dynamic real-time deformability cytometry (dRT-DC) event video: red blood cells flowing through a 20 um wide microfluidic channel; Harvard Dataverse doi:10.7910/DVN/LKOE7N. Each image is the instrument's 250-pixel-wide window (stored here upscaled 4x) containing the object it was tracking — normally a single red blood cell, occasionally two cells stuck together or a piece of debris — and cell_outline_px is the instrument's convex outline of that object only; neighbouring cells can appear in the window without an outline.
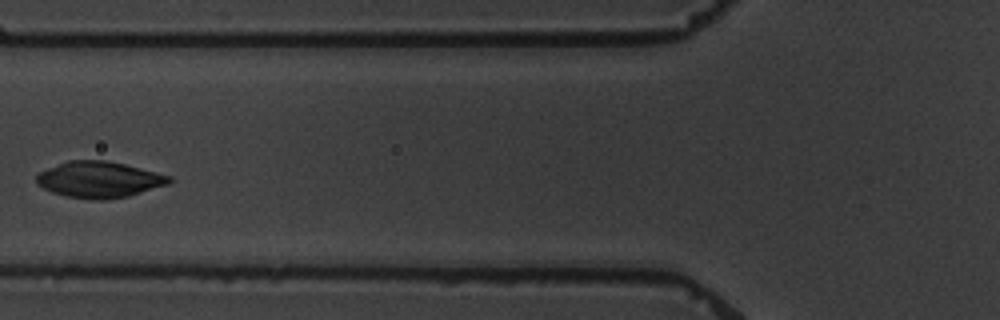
{"species": "common noctule bat (a hibernating species)", "species_latin": "Nyctalus noctula", "temperature_condition": "warm", "stored_images_in_passage": 5, "camera_frame_rate_fps": 3000, "um_per_image_px": 0.085, "animal": {"sex": "male", "body_mass_g": 19.5, "forearm_length_mm": 54.6}, "frame": {"image": 1, "passage_image": 5, "time_ms": 4.667, "image_size_px": [1000, 320], "cell_outline_px": [[172, 180], [168, 184], [128, 196], [104, 200], [92, 200], [68, 196], [52, 192], [36, 184], [36, 176], [40, 172], [48, 168], [68, 160], [108, 160], [172, 176]], "centroid_in_image_um": [8.43, 15.26], "position_along_channel_um": 117.4, "area_um2": 27.86}}